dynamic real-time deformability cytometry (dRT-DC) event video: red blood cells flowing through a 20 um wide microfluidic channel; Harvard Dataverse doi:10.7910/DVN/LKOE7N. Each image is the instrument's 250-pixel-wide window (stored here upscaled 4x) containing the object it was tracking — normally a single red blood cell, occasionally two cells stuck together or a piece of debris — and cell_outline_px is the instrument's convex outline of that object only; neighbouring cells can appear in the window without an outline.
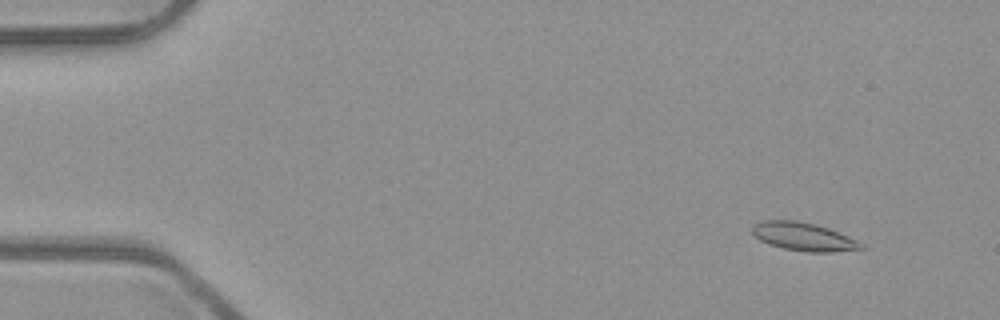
{"species": "common noctule bat (a hibernating species)", "species_latin": "Nyctalus noctula", "temperature_condition": "room temperature", "stored_images_in_passage": 48, "camera_frame_rate_fps": 3000, "um_per_image_px": 0.085, "animal": {"sex": "male", "body_mass_g": 23.1, "forearm_length_mm": 52.7}, "frame": {"image": 1, "passage_image": 1, "time_ms": 0.0, "image_size_px": [1000, 320], "cell_outline_px": [[868, 248], [832, 252], [808, 252], [784, 248], [768, 244], [760, 240], [752, 232], [752, 224], [760, 220], [796, 220], [816, 224], [840, 232], [864, 244]], "centroid_in_image_um": [68.31, 20.11], "position_along_channel_um": 16.7, "area_um2": 18.09}}
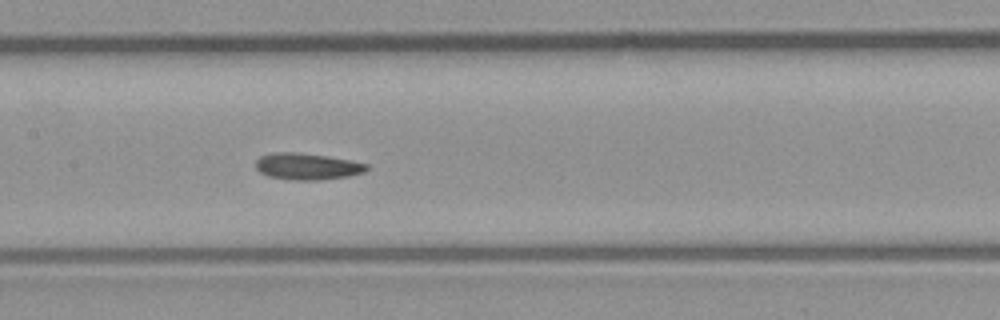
{"frame": {"image": 2, "passage_image": 22, "time_ms": 7.0, "image_size_px": [1000, 320], "cell_outline_px": [[368, 168], [364, 172], [348, 176], [320, 180], [292, 180], [268, 176], [260, 172], [256, 168], [256, 160], [260, 156], [272, 152], [300, 152], [328, 156], [352, 160], [368, 164]], "centroid_in_image_um": [26.11, 14.13], "position_along_channel_um": 181.3, "area_um2": 17.34}}
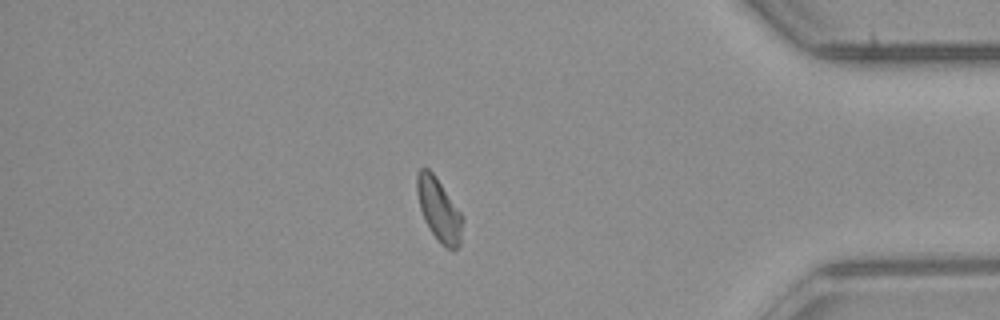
{"frame": {"image": 3, "passage_image": 41, "time_ms": 13.333, "image_size_px": [1000, 320], "cell_outline_px": [[464, 220], [460, 244], [452, 252], [440, 244], [424, 220], [420, 208], [416, 192], [416, 176], [420, 168], [428, 168], [432, 172], [464, 216]], "centroid_in_image_um": [37.32, 17.86], "position_along_channel_um": 397.9, "area_um2": 16.88}}